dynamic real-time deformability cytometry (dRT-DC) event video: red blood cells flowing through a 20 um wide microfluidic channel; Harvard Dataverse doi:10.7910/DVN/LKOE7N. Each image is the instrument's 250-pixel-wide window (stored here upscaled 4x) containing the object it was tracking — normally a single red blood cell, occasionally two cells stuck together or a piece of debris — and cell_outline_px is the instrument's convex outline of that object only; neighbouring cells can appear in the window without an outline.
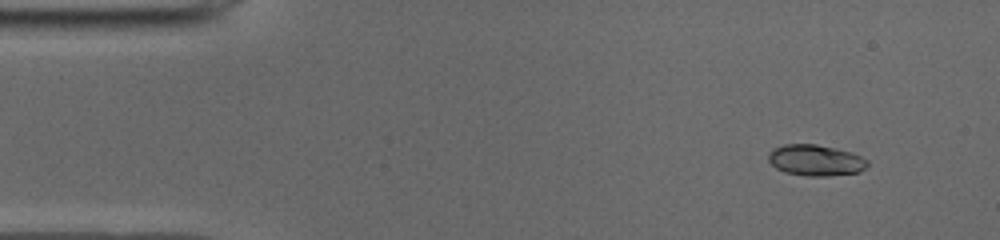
{"species": "common noctule bat (a hibernating species)", "species_latin": "Nyctalus noctula", "temperature_condition": "cold", "stored_images_in_passage": 48, "camera_frame_rate_fps": 3000, "um_per_image_px": 0.085, "animal": {"sex": "male", "body_mass_g": 19.0, "forearm_length_mm": 50.8}, "frame": {"image": 1, "passage_image": 2, "time_ms": 0.333, "image_size_px": [1000, 240], "cell_outline_px": [[868, 164], [860, 172], [828, 176], [808, 176], [784, 172], [776, 168], [768, 160], [768, 152], [772, 148], [784, 144], [816, 144], [836, 148], [852, 152], [868, 160]], "centroid_in_image_um": [69.31, 13.61], "position_along_channel_um": 15.7, "area_um2": 18.09}}
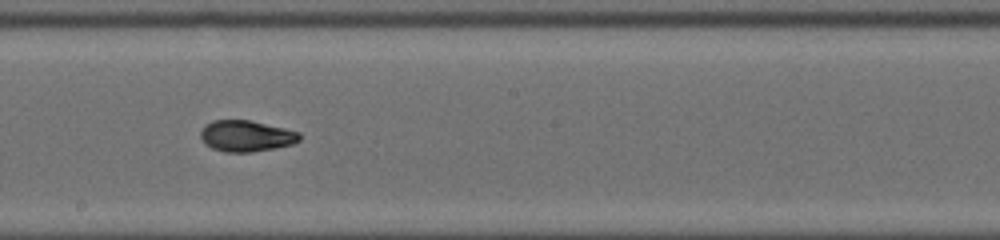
{"frame": {"image": 2, "passage_image": 25, "time_ms": 8.0, "image_size_px": [1000, 240], "cell_outline_px": [[300, 140], [292, 144], [252, 152], [224, 152], [212, 148], [204, 144], [200, 136], [200, 132], [204, 124], [212, 120], [252, 120], [300, 132]], "centroid_in_image_um": [20.89, 11.55], "position_along_channel_um": 227.3, "area_um2": 18.09}}
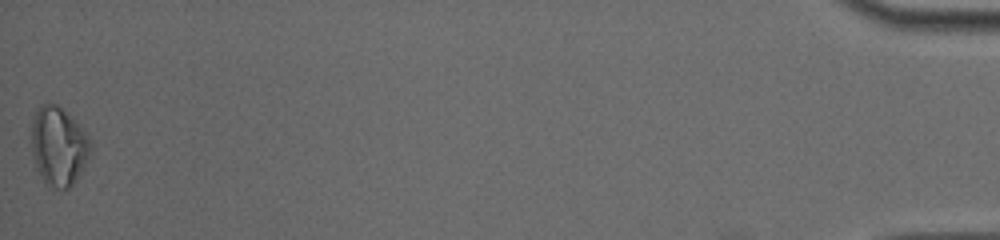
{"frame": {"image": 3, "passage_image": 48, "time_ms": 15.667, "image_size_px": [1000, 240], "cell_outline_px": [[92, 148], [80, 172], [72, 184], [68, 188], [48, 188], [40, 176], [36, 168], [32, 152], [32, 120], [36, 108], [40, 104], [56, 104], [68, 112], [92, 140]], "centroid_in_image_um": [4.96, 12.41], "position_along_channel_um": 430.2, "area_um2": 27.22}, "authors_computed_cell_mechanics": {"area_um2": 18.0047, "velocity_mm_per_s": 3.9457, "shape_relaxation_time_tau1_ms": 4.5035, "shape_relaxation_time_tau2_ms": 2.4211, "deformation_change_tau1": 0.1724, "deformation_change_tau2": 0.0775}}